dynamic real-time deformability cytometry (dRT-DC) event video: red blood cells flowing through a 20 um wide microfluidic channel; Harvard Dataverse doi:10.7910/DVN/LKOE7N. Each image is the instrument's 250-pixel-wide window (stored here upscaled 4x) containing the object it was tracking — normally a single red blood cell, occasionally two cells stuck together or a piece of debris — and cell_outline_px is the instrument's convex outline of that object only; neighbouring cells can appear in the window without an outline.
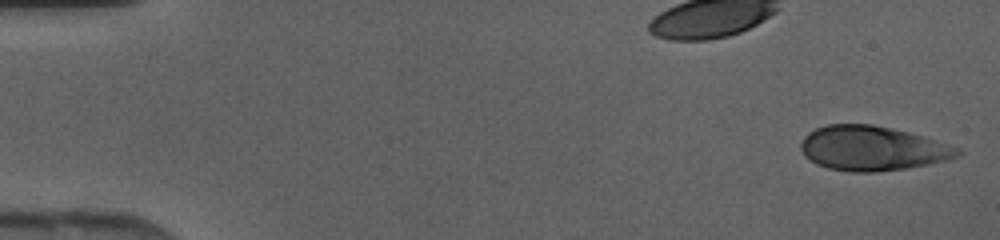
{"species": "human", "species_latin": "Homo sapiens", "temperature_condition": "cold", "stored_images_in_passage": 45, "camera_frame_rate_fps": 3000, "um_per_image_px": 0.085, "donor": {"sex": "female"}, "frame": {"image": 1, "passage_image": 1, "time_ms": 0.0, "image_size_px": [1000, 240], "cell_outline_px": [[964, 152], [948, 160], [928, 164], [904, 168], [872, 172], [852, 172], [828, 168], [816, 164], [804, 156], [800, 148], [800, 144], [804, 136], [808, 132], [816, 128], [828, 124], [872, 124], [908, 132], [924, 136], [960, 148]], "centroid_in_image_um": [74.13, 12.6], "position_along_channel_um": 10.9, "area_um2": 40.69}}
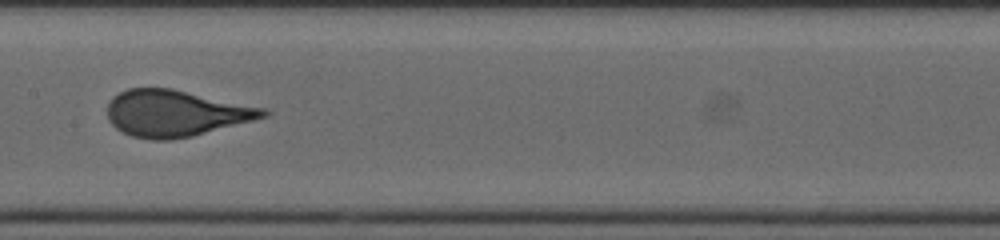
{"frame": {"image": 2, "passage_image": 23, "time_ms": 7.333, "image_size_px": [1000, 240], "cell_outline_px": [[272, 112], [268, 116], [192, 136], [172, 140], [152, 140], [132, 136], [116, 128], [108, 120], [108, 104], [112, 96], [128, 88], [172, 88], [264, 108]], "centroid_in_image_um": [14.91, 9.62], "position_along_channel_um": 192.5, "area_um2": 42.02}}
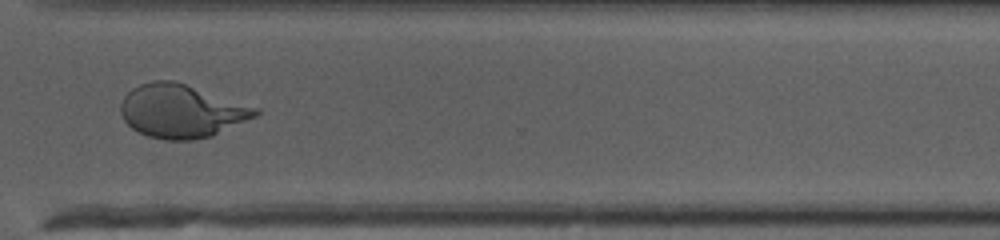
{"frame": {"image": 3, "passage_image": 34, "time_ms": 11.0, "image_size_px": [1000, 240], "cell_outline_px": [[260, 112], [256, 116], [212, 136], [192, 140], [164, 140], [148, 136], [132, 128], [124, 120], [120, 112], [120, 104], [124, 96], [132, 88], [140, 84], [152, 80], [172, 80], [260, 108]], "centroid_in_image_um": [15.4, 9.44], "position_along_channel_um": 355.2, "area_um2": 41.73}}